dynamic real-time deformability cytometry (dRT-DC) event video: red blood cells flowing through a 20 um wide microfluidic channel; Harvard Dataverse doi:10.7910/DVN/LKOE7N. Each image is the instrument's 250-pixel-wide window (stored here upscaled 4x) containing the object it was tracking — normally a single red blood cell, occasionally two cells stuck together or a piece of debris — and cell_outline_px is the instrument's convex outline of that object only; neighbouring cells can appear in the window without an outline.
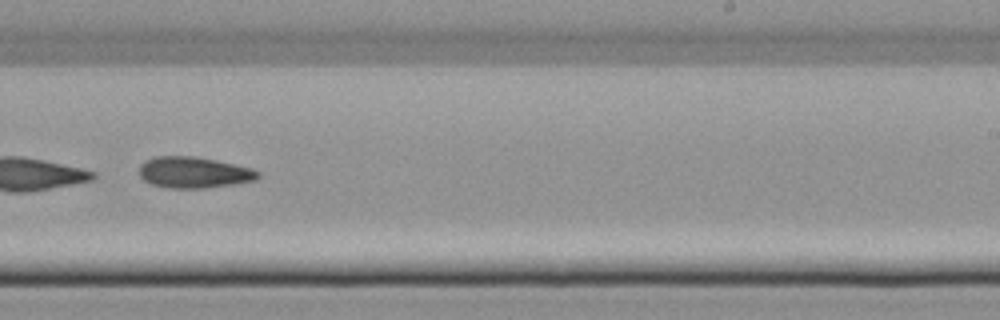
{"species": "common noctule bat (a hibernating species)", "species_latin": "Nyctalus noctula", "temperature_condition": "cold", "stored_images_in_passage": 41, "camera_frame_rate_fps": 3000, "um_per_image_px": 0.085, "animal": {"sex": "female", "body_mass_g": 22.7, "forearm_length_mm": 54.2}, "frame": {"image": 1, "passage_image": 24, "time_ms": 7.667, "image_size_px": [1000, 320], "cell_outline_px": [[260, 176], [256, 180], [236, 184], [204, 188], [168, 188], [152, 184], [144, 180], [140, 176], [140, 164], [144, 160], [156, 156], [196, 156], [216, 160], [252, 168], [260, 172]], "centroid_in_image_um": [16.49, 14.65], "position_along_channel_um": 272.5, "area_um2": 21.73}}